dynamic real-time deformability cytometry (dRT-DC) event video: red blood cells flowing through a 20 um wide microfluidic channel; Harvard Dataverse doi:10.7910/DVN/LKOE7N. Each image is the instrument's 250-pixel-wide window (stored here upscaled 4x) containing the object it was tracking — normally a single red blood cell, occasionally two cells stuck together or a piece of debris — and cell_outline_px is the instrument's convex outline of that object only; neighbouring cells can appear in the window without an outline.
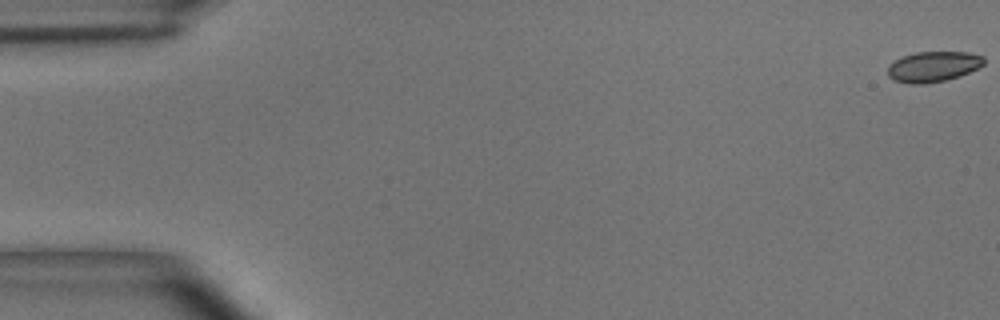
{"species": "common noctule bat (a hibernating species)", "species_latin": "Nyctalus noctula", "temperature_condition": "room temperature", "stored_images_in_passage": 56, "camera_frame_rate_fps": 3000, "um_per_image_px": 0.085, "animal": {"sex": "male", "body_mass_g": 15.6}, "frame": {"image": 1, "passage_image": 1, "time_ms": 0.0, "image_size_px": [1000, 320], "cell_outline_px": [[984, 64], [960, 76], [944, 80], [924, 84], [908, 84], [892, 80], [888, 76], [888, 64], [904, 56], [916, 52], [968, 52], [984, 56]], "centroid_in_image_um": [79.29, 5.67], "position_along_channel_um": 5.7, "area_um2": 17.05}}
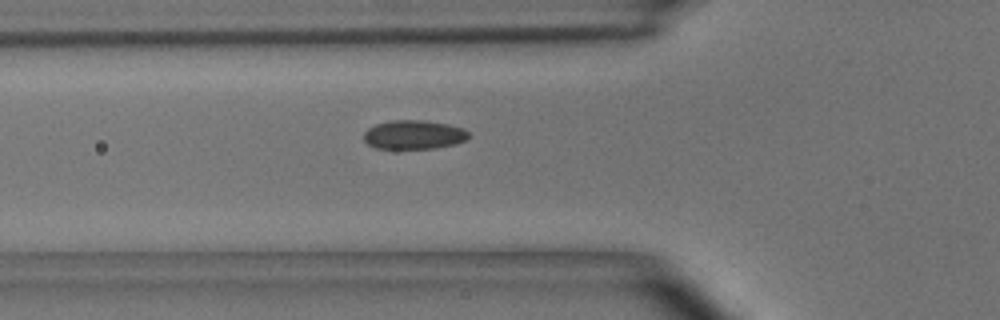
{"frame": {"image": 2, "passage_image": 20, "time_ms": 6.333, "image_size_px": [1000, 320], "cell_outline_px": [[472, 136], [468, 140], [456, 144], [436, 148], [376, 148], [368, 144], [364, 140], [364, 132], [368, 128], [376, 124], [392, 120], [420, 120], [448, 124], [464, 128]], "centroid_in_image_um": [35.23, 11.45], "position_along_channel_um": 90.6, "area_um2": 17.8}}
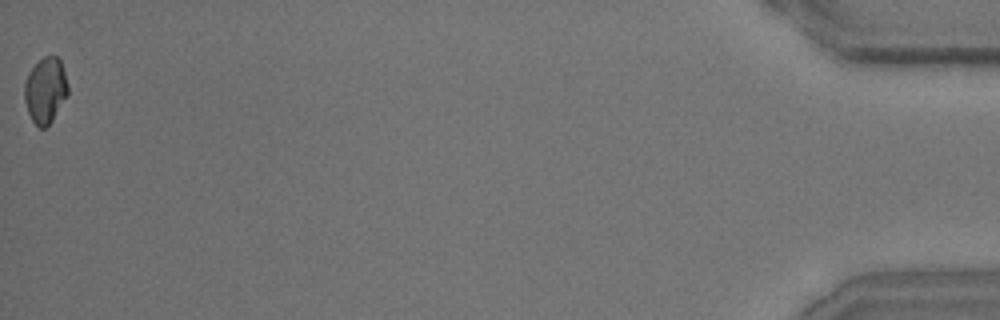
{"frame": {"image": 3, "passage_image": 56, "time_ms": 18.333, "image_size_px": [1000, 320], "cell_outline_px": [[68, 96], [52, 120], [44, 128], [40, 128], [32, 120], [28, 112], [24, 100], [24, 84], [28, 72], [44, 56], [52, 52], [60, 60], [68, 84]], "centroid_in_image_um": [3.87, 7.64], "position_along_channel_um": 431.3, "area_um2": 16.76}, "authors_computed_cell_mechanics": {"area_um2": 17.4845, "velocity_mm_per_s": 3.6231, "shape_relaxation_time_tau1_ms": 4.9971, "shape_relaxation_time_tau2_ms": 2.1058, "deformation_change_tau1": 0.0798, "deformation_change_tau2": 0.0517}}